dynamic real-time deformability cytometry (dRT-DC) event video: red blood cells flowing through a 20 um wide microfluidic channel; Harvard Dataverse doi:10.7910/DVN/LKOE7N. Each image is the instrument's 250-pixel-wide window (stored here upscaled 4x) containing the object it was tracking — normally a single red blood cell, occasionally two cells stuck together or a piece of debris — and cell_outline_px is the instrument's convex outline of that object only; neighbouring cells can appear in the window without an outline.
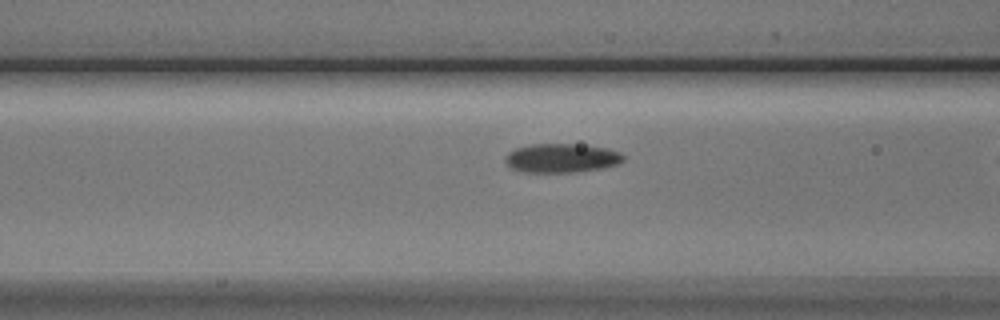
{"species": "Egyptian fruit bat (a non-hibernating species)", "species_latin": "Rousettus aegyptiacus", "temperature_condition": "cold", "stored_images_in_passage": 7, "camera_frame_rate_fps": 3000, "um_per_image_px": 0.085, "animal": {"sex": "male"}, "frame": {"image": 1, "passage_image": 6, "time_ms": 1.667, "image_size_px": [1000, 320], "cell_outline_px": [[624, 160], [616, 164], [600, 168], [572, 172], [520, 172], [512, 168], [504, 160], [504, 156], [508, 152], [516, 148], [532, 144], [576, 144], [604, 148], [620, 152], [624, 156]], "centroid_in_image_um": [47.68, 13.43], "position_along_channel_um": 118.9, "area_um2": 19.77}}